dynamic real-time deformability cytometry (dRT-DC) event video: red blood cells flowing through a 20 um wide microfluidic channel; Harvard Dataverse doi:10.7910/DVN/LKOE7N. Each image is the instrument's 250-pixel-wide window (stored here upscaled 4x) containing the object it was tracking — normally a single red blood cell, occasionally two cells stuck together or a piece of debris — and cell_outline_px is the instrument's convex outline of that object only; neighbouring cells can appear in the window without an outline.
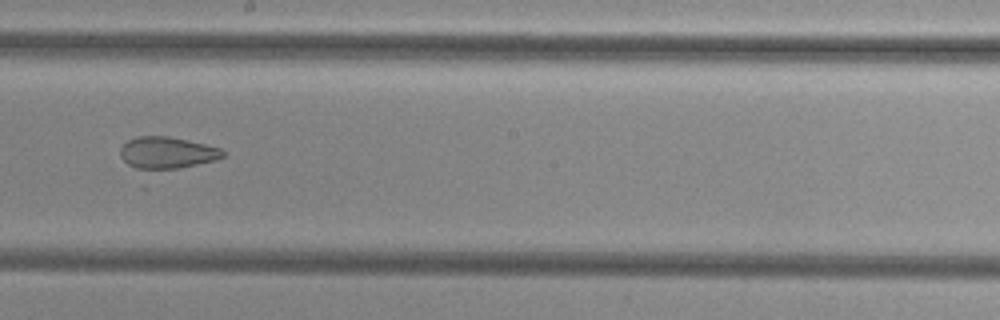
{"species": "common noctule bat (a hibernating species)", "species_latin": "Nyctalus noctula", "temperature_condition": "cold", "stored_images_in_passage": 13, "camera_frame_rate_fps": 3000, "um_per_image_px": 0.085, "animal": {"sex": "female", "body_mass_g": 29.2, "forearm_length_mm": 56.3}, "frame": {"image": 1, "passage_image": 8, "time_ms": 9.0, "image_size_px": [1000, 320], "cell_outline_px": [[224, 156], [216, 160], [180, 168], [144, 172], [128, 164], [120, 156], [120, 148], [128, 140], [136, 136], [168, 136], [188, 140], [220, 148], [224, 152]], "centroid_in_image_um": [14.16, 13.01], "position_along_channel_um": 234.0, "area_um2": 19.36}, "authors_computed_cell_mechanics": {"area_um2": 24.0448, "velocity_mm_per_s": 3.8356, "shape_relaxation_time_tau1_ms": 2.738, "shape_relaxation_time_tau2_ms": 1.6782, "deformation_change_tau1": 0.087, "deformation_change_tau2": 0.0525}}